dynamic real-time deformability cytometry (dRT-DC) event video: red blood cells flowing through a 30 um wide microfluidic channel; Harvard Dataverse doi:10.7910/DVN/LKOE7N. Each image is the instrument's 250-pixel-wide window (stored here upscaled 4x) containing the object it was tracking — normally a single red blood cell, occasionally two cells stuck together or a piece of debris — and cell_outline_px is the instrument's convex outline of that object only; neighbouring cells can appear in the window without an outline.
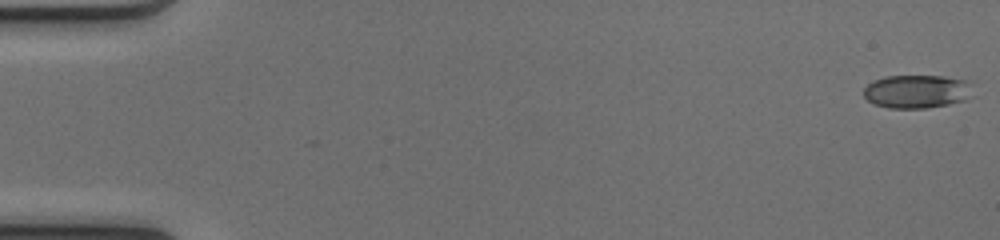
{"species": "common noctule bat (a hibernating species)", "species_latin": "Nyctalus noctula", "temperature_condition": "cold", "stored_images_in_passage": 13, "camera_frame_rate_fps": 3000, "um_per_image_px": 0.085, "animal": {"sex": "female", "body_mass_g": 17.0, "forearm_length_mm": 48.0}, "frame": {"image": 1, "passage_image": 1, "time_ms": 0.0, "image_size_px": [1000, 240], "cell_outline_px": [[968, 80], [964, 100], [948, 104], [924, 108], [888, 108], [872, 104], [864, 96], [864, 88], [872, 80], [884, 76], [944, 76]], "centroid_in_image_um": [77.79, 7.77], "position_along_channel_um": 7.2, "area_um2": 20.81}}